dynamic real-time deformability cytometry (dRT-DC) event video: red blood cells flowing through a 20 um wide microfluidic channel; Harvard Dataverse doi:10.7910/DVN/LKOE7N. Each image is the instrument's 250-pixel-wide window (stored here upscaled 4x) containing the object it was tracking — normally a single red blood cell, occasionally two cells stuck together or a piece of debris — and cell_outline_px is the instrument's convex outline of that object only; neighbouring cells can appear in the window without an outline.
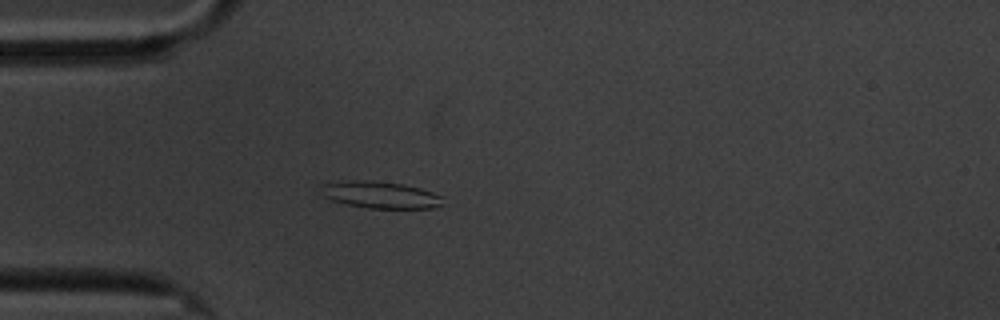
{"species": "common noctule bat (a hibernating species)", "species_latin": "Nyctalus noctula", "temperature_condition": "cold", "stored_images_in_passage": 6, "camera_frame_rate_fps": 3000, "um_per_image_px": 0.085, "animal": {"sex": "male", "body_mass_g": 20.1, "forearm_length_mm": 53.5}, "frame": {"image": 1, "passage_image": 5, "time_ms": 4.667, "image_size_px": [1000, 320], "cell_outline_px": [[444, 204], [432, 208], [368, 208], [344, 204], [332, 200], [324, 196], [320, 184], [348, 180], [372, 180], [404, 184], [420, 188], [444, 196]], "centroid_in_image_um": [32.36, 16.56], "position_along_channel_um": 52.6, "area_um2": 19.31}}